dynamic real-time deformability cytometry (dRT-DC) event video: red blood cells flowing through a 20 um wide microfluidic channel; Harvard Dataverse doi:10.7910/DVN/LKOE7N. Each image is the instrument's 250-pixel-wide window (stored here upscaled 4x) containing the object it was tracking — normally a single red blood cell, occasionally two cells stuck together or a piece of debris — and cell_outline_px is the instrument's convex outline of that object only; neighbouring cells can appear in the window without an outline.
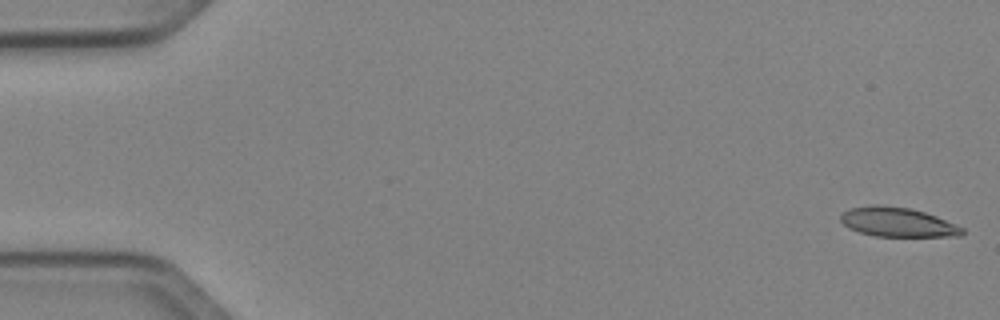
{"species": "Egyptian fruit bat (a non-hibernating species)", "species_latin": "Rousettus aegyptiacus", "temperature_condition": "cold", "stored_images_in_passage": 50, "camera_frame_rate_fps": 3000, "um_per_image_px": 0.085, "animal": {"sex": "female"}, "frame": {"image": 1, "passage_image": 1, "time_ms": 0.0, "image_size_px": [1000, 320], "cell_outline_px": [[964, 232], [960, 236], [876, 236], [860, 232], [848, 228], [840, 220], [840, 216], [844, 212], [852, 208], [872, 204], [880, 204], [912, 208], [936, 216], [964, 228]], "centroid_in_image_um": [76.29, 18.87], "position_along_channel_um": 8.7, "area_um2": 20.75}}
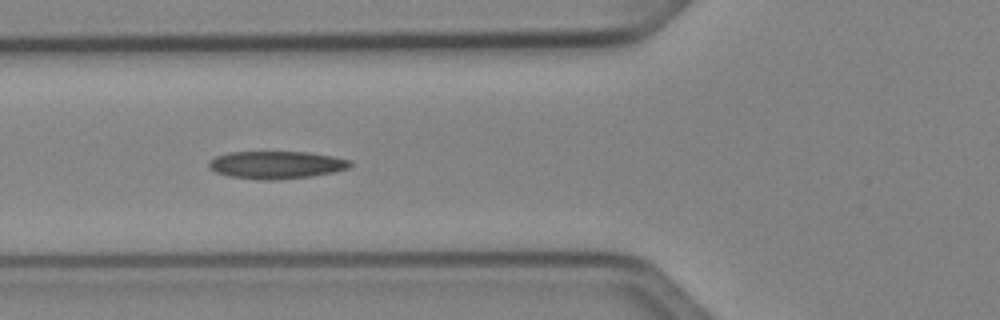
{"frame": {"image": 2, "passage_image": 19, "time_ms": 6.0, "image_size_px": [1000, 320], "cell_outline_px": [[352, 164], [348, 168], [336, 172], [312, 176], [276, 180], [260, 180], [228, 176], [216, 172], [208, 168], [208, 160], [216, 156], [232, 152], [308, 152], [332, 156], [352, 160]], "centroid_in_image_um": [23.49, 14.02], "position_along_channel_um": 102.3, "area_um2": 22.95}}
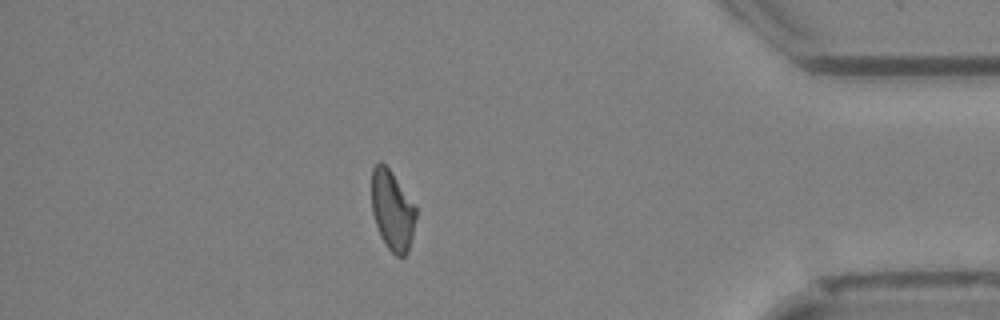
{"frame": {"image": 3, "passage_image": 44, "time_ms": 14.333, "image_size_px": [1000, 320], "cell_outline_px": [[416, 216], [412, 236], [408, 252], [404, 256], [396, 256], [388, 248], [380, 236], [372, 212], [372, 168], [380, 160], [388, 168], [416, 204]], "centroid_in_image_um": [33.35, 17.88], "position_along_channel_um": 401.8, "area_um2": 20.63}, "authors_computed_cell_mechanics": {"area_um2": 21.5305, "velocity_mm_per_s": 4.0486, "shape_relaxation_time_tau1_ms": null, "shape_relaxation_time_tau2_ms": 6.2562, "deformation_change_tau1": null, "deformation_change_tau2": 0.1517}}